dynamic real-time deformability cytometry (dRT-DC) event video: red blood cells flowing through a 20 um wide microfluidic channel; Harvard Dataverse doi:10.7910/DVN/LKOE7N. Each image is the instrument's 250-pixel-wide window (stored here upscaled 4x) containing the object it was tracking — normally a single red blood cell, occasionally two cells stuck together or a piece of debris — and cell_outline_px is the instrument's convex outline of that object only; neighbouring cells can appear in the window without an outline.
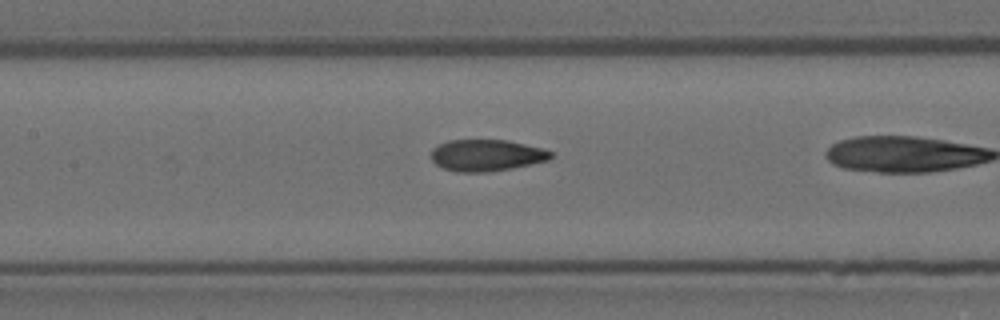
{"species": "Egyptian fruit bat (a non-hibernating species)", "species_latin": "Rousettus aegyptiacus", "temperature_condition": "room temperature", "stored_images_in_passage": 21, "camera_frame_rate_fps": 3000, "um_per_image_px": 0.085, "animal": {"sex": "female"}, "frame": {"image": 1, "passage_image": 10, "time_ms": 3.0, "image_size_px": [1000, 320], "cell_outline_px": [[552, 156], [548, 160], [512, 168], [488, 172], [456, 172], [444, 168], [436, 164], [432, 160], [432, 148], [448, 140], [508, 140], [544, 148], [552, 152]], "centroid_in_image_um": [41.36, 13.2], "position_along_channel_um": 166.0, "area_um2": 22.02}}